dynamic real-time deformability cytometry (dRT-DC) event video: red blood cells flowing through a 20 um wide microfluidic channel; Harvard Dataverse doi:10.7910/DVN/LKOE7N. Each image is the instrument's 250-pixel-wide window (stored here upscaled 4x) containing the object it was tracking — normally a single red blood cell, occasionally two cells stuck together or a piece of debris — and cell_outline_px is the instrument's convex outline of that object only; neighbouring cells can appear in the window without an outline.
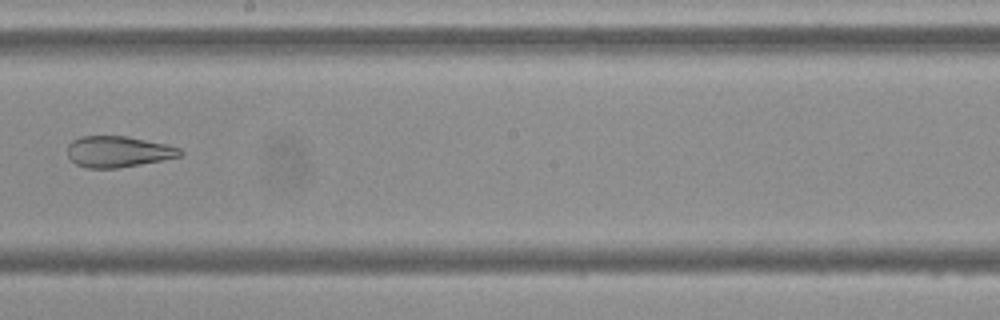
{"species": "Egyptian fruit bat (a non-hibernating species)", "species_latin": "Rousettus aegyptiacus", "temperature_condition": "cold", "stored_images_in_passage": 9, "camera_frame_rate_fps": 3000, "um_per_image_px": 0.085, "frame": {"image": 1, "passage_image": 9, "time_ms": 9.667, "image_size_px": [1000, 320], "cell_outline_px": [[184, 152], [180, 156], [140, 164], [116, 168], [88, 168], [76, 164], [68, 156], [68, 144], [72, 140], [80, 136], [128, 136], [168, 144], [180, 148]], "centroid_in_image_um": [10.04, 12.87], "position_along_channel_um": 238.2, "area_um2": 20.4}}